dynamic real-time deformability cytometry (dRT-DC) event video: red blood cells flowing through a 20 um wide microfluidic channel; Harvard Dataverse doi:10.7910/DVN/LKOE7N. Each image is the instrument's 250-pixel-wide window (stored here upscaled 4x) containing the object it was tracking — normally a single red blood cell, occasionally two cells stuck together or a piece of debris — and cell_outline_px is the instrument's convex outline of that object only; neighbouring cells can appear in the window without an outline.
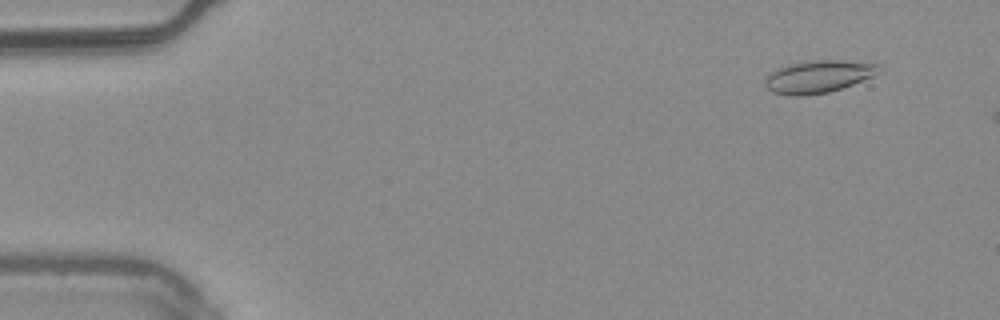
{"species": "common noctule bat (a hibernating species)", "species_latin": "Nyctalus noctula", "temperature_condition": "warm", "stored_images_in_passage": 11, "camera_frame_rate_fps": 3000, "um_per_image_px": 0.085, "animal": {"sex": "male", "body_mass_g": 20.4}, "frame": {"image": 1, "passage_image": 5, "time_ms": 1.333, "image_size_px": [1000, 320], "cell_outline_px": [[884, 72], [852, 84], [828, 92], [804, 96], [788, 96], [772, 92], [764, 84], [764, 80], [776, 68], [808, 60], [844, 60], [880, 64], [884, 68]], "centroid_in_image_um": [69.61, 6.5], "position_along_channel_um": 15.4, "area_um2": 21.79}}